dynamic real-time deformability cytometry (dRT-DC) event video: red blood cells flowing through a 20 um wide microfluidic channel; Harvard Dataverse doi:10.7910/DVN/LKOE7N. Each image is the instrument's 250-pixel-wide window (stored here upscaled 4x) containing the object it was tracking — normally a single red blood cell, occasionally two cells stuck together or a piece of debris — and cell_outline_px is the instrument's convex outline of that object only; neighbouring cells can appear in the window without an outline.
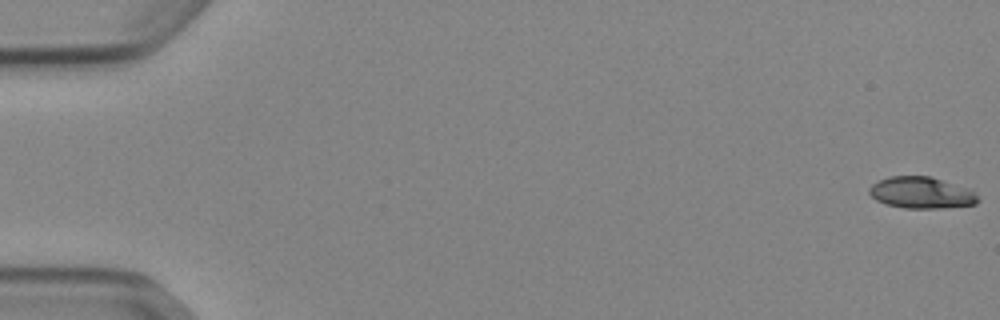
{"species": "Egyptian fruit bat (a non-hibernating species)", "species_latin": "Rousettus aegyptiacus", "temperature_condition": "cold", "stored_images_in_passage": 14, "camera_frame_rate_fps": 3000, "um_per_image_px": 0.085, "animal": {"sex": "female"}, "frame": {"image": 1, "passage_image": 1, "time_ms": 0.0, "image_size_px": [1000, 320], "cell_outline_px": [[980, 200], [976, 204], [944, 208], [904, 208], [884, 204], [876, 200], [868, 192], [868, 188], [872, 184], [888, 176], [928, 176], [968, 188]], "centroid_in_image_um": [78.27, 16.39], "position_along_channel_um": 6.7, "area_um2": 19.88}}
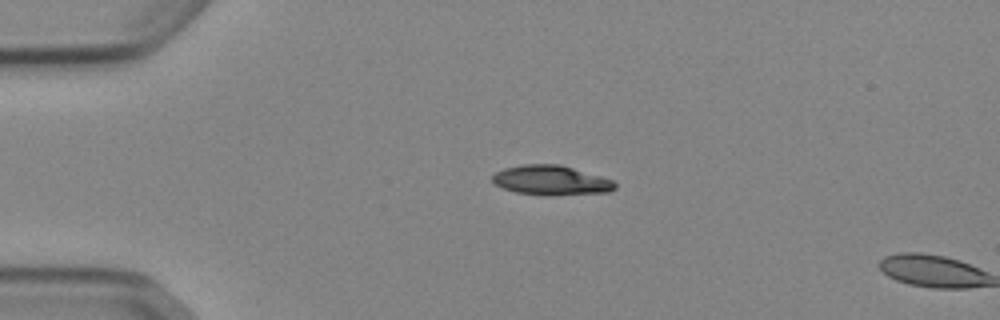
{"frame": {"image": 2, "passage_image": 13, "time_ms": 4.0, "image_size_px": [1000, 320], "cell_outline_px": [[616, 188], [608, 192], [552, 196], [544, 196], [516, 192], [504, 188], [496, 184], [492, 180], [492, 176], [496, 172], [504, 168], [524, 164], [560, 164], [600, 176], [612, 180], [616, 184]], "centroid_in_image_um": [46.85, 15.33], "position_along_channel_um": 38.2, "area_um2": 21.21}}